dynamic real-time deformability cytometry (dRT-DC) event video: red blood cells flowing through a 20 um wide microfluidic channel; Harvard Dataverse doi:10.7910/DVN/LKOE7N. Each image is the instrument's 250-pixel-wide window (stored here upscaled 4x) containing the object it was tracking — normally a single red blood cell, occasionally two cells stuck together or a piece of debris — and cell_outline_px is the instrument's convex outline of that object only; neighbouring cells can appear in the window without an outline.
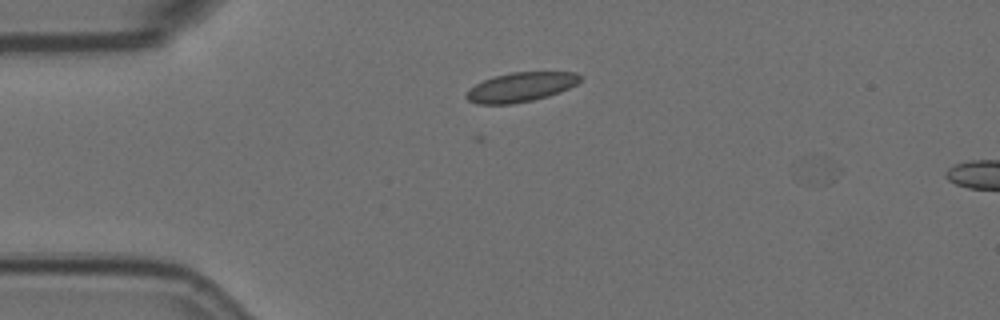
{"species": "Egyptian fruit bat (a non-hibernating species)", "species_latin": "Rousettus aegyptiacus", "temperature_condition": "room temperature", "stored_images_in_passage": 2, "camera_frame_rate_fps": 3000, "um_per_image_px": 0.085, "animal": {"sex": "female"}, "frame": {"image": 1, "passage_image": 1, "time_ms": 0.0, "image_size_px": [1000, 320], "cell_outline_px": [[584, 76], [576, 84], [560, 92], [548, 96], [532, 100], [512, 104], [476, 104], [468, 100], [464, 96], [468, 88], [484, 80], [496, 76], [512, 72], [576, 72]], "centroid_in_image_um": [44.26, 7.4], "position_along_channel_um": 40.7, "area_um2": 19.54}}